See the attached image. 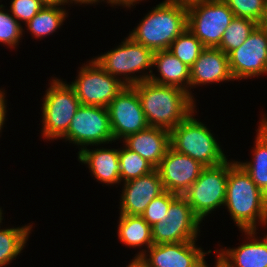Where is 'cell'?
I'll return each mask as SVG.
<instances>
[{
  "mask_svg": "<svg viewBox=\"0 0 267 267\" xmlns=\"http://www.w3.org/2000/svg\"><path fill=\"white\" fill-rule=\"evenodd\" d=\"M205 47L201 41L186 28L170 45L169 51L185 65L192 67Z\"/></svg>",
  "mask_w": 267,
  "mask_h": 267,
  "instance_id": "obj_27",
  "label": "cell"
},
{
  "mask_svg": "<svg viewBox=\"0 0 267 267\" xmlns=\"http://www.w3.org/2000/svg\"><path fill=\"white\" fill-rule=\"evenodd\" d=\"M45 5L40 0H11L9 12L19 22H29Z\"/></svg>",
  "mask_w": 267,
  "mask_h": 267,
  "instance_id": "obj_32",
  "label": "cell"
},
{
  "mask_svg": "<svg viewBox=\"0 0 267 267\" xmlns=\"http://www.w3.org/2000/svg\"><path fill=\"white\" fill-rule=\"evenodd\" d=\"M243 232L249 241L236 248L216 250V258L226 267H267V238H256L255 230Z\"/></svg>",
  "mask_w": 267,
  "mask_h": 267,
  "instance_id": "obj_18",
  "label": "cell"
},
{
  "mask_svg": "<svg viewBox=\"0 0 267 267\" xmlns=\"http://www.w3.org/2000/svg\"><path fill=\"white\" fill-rule=\"evenodd\" d=\"M216 265H215V267H226L221 261H219L217 258H216ZM204 267H209L208 266V264L206 263L205 265H204Z\"/></svg>",
  "mask_w": 267,
  "mask_h": 267,
  "instance_id": "obj_40",
  "label": "cell"
},
{
  "mask_svg": "<svg viewBox=\"0 0 267 267\" xmlns=\"http://www.w3.org/2000/svg\"><path fill=\"white\" fill-rule=\"evenodd\" d=\"M192 112L170 131V145L176 152L188 155L204 167L222 164L227 156L211 130L194 118Z\"/></svg>",
  "mask_w": 267,
  "mask_h": 267,
  "instance_id": "obj_4",
  "label": "cell"
},
{
  "mask_svg": "<svg viewBox=\"0 0 267 267\" xmlns=\"http://www.w3.org/2000/svg\"><path fill=\"white\" fill-rule=\"evenodd\" d=\"M154 66L157 67L161 77L151 74L150 81L181 88L195 99L190 91V67L185 65L179 58L174 56L169 50L156 51L153 54Z\"/></svg>",
  "mask_w": 267,
  "mask_h": 267,
  "instance_id": "obj_21",
  "label": "cell"
},
{
  "mask_svg": "<svg viewBox=\"0 0 267 267\" xmlns=\"http://www.w3.org/2000/svg\"><path fill=\"white\" fill-rule=\"evenodd\" d=\"M257 129L253 157L249 162H238L252 181L267 196V123L262 119Z\"/></svg>",
  "mask_w": 267,
  "mask_h": 267,
  "instance_id": "obj_22",
  "label": "cell"
},
{
  "mask_svg": "<svg viewBox=\"0 0 267 267\" xmlns=\"http://www.w3.org/2000/svg\"><path fill=\"white\" fill-rule=\"evenodd\" d=\"M139 97L149 127L171 131L196 111L195 101L186 91L150 80L132 85Z\"/></svg>",
  "mask_w": 267,
  "mask_h": 267,
  "instance_id": "obj_1",
  "label": "cell"
},
{
  "mask_svg": "<svg viewBox=\"0 0 267 267\" xmlns=\"http://www.w3.org/2000/svg\"><path fill=\"white\" fill-rule=\"evenodd\" d=\"M118 238L129 247L147 246V250L154 244L151 226L141 217L119 214Z\"/></svg>",
  "mask_w": 267,
  "mask_h": 267,
  "instance_id": "obj_23",
  "label": "cell"
},
{
  "mask_svg": "<svg viewBox=\"0 0 267 267\" xmlns=\"http://www.w3.org/2000/svg\"><path fill=\"white\" fill-rule=\"evenodd\" d=\"M148 250L135 254L146 267H204L205 255L212 252L198 248L196 241L153 244Z\"/></svg>",
  "mask_w": 267,
  "mask_h": 267,
  "instance_id": "obj_14",
  "label": "cell"
},
{
  "mask_svg": "<svg viewBox=\"0 0 267 267\" xmlns=\"http://www.w3.org/2000/svg\"><path fill=\"white\" fill-rule=\"evenodd\" d=\"M153 54L154 52L151 49L135 42L128 36L114 50H110L93 59H95L107 73L120 79L124 85L132 86L142 81L149 80L153 72V70H151V67H153ZM145 69L149 70V74L148 71L146 73L143 72ZM135 72L136 74L137 72L143 73L137 76L133 75Z\"/></svg>",
  "mask_w": 267,
  "mask_h": 267,
  "instance_id": "obj_5",
  "label": "cell"
},
{
  "mask_svg": "<svg viewBox=\"0 0 267 267\" xmlns=\"http://www.w3.org/2000/svg\"><path fill=\"white\" fill-rule=\"evenodd\" d=\"M122 141L128 149L146 159L155 168L171 147L170 131L159 127H148L127 136Z\"/></svg>",
  "mask_w": 267,
  "mask_h": 267,
  "instance_id": "obj_19",
  "label": "cell"
},
{
  "mask_svg": "<svg viewBox=\"0 0 267 267\" xmlns=\"http://www.w3.org/2000/svg\"><path fill=\"white\" fill-rule=\"evenodd\" d=\"M98 2H102V0H63V4H80V5H82V4H95V3H97L98 4Z\"/></svg>",
  "mask_w": 267,
  "mask_h": 267,
  "instance_id": "obj_36",
  "label": "cell"
},
{
  "mask_svg": "<svg viewBox=\"0 0 267 267\" xmlns=\"http://www.w3.org/2000/svg\"><path fill=\"white\" fill-rule=\"evenodd\" d=\"M80 101L75 90L62 79L53 78L43 98L42 136L47 140L61 138L68 130Z\"/></svg>",
  "mask_w": 267,
  "mask_h": 267,
  "instance_id": "obj_6",
  "label": "cell"
},
{
  "mask_svg": "<svg viewBox=\"0 0 267 267\" xmlns=\"http://www.w3.org/2000/svg\"><path fill=\"white\" fill-rule=\"evenodd\" d=\"M104 2H107L108 4H111L113 7L114 5H122L123 7L131 8L134 6L136 3H139L142 0H102Z\"/></svg>",
  "mask_w": 267,
  "mask_h": 267,
  "instance_id": "obj_34",
  "label": "cell"
},
{
  "mask_svg": "<svg viewBox=\"0 0 267 267\" xmlns=\"http://www.w3.org/2000/svg\"><path fill=\"white\" fill-rule=\"evenodd\" d=\"M235 17L247 18L260 24L267 9V0H223Z\"/></svg>",
  "mask_w": 267,
  "mask_h": 267,
  "instance_id": "obj_29",
  "label": "cell"
},
{
  "mask_svg": "<svg viewBox=\"0 0 267 267\" xmlns=\"http://www.w3.org/2000/svg\"><path fill=\"white\" fill-rule=\"evenodd\" d=\"M143 18L129 36L153 52L168 50L187 28V8L172 0L159 3Z\"/></svg>",
  "mask_w": 267,
  "mask_h": 267,
  "instance_id": "obj_3",
  "label": "cell"
},
{
  "mask_svg": "<svg viewBox=\"0 0 267 267\" xmlns=\"http://www.w3.org/2000/svg\"><path fill=\"white\" fill-rule=\"evenodd\" d=\"M178 196V194L164 191L158 197L154 198L141 217L150 225L153 226L157 222L166 220L167 210L171 202Z\"/></svg>",
  "mask_w": 267,
  "mask_h": 267,
  "instance_id": "obj_31",
  "label": "cell"
},
{
  "mask_svg": "<svg viewBox=\"0 0 267 267\" xmlns=\"http://www.w3.org/2000/svg\"><path fill=\"white\" fill-rule=\"evenodd\" d=\"M66 4L45 5L29 22L26 23L27 30L32 37L43 38L60 28L68 16V12L60 6Z\"/></svg>",
  "mask_w": 267,
  "mask_h": 267,
  "instance_id": "obj_24",
  "label": "cell"
},
{
  "mask_svg": "<svg viewBox=\"0 0 267 267\" xmlns=\"http://www.w3.org/2000/svg\"><path fill=\"white\" fill-rule=\"evenodd\" d=\"M123 147L119 148L120 179L122 182L142 177L155 169L136 152L128 149L125 145Z\"/></svg>",
  "mask_w": 267,
  "mask_h": 267,
  "instance_id": "obj_28",
  "label": "cell"
},
{
  "mask_svg": "<svg viewBox=\"0 0 267 267\" xmlns=\"http://www.w3.org/2000/svg\"><path fill=\"white\" fill-rule=\"evenodd\" d=\"M259 25L266 32V35H267V9H266V12L264 13V17H263V19Z\"/></svg>",
  "mask_w": 267,
  "mask_h": 267,
  "instance_id": "obj_38",
  "label": "cell"
},
{
  "mask_svg": "<svg viewBox=\"0 0 267 267\" xmlns=\"http://www.w3.org/2000/svg\"><path fill=\"white\" fill-rule=\"evenodd\" d=\"M78 160L87 164L92 176L106 185L120 184L119 148H84L78 153Z\"/></svg>",
  "mask_w": 267,
  "mask_h": 267,
  "instance_id": "obj_20",
  "label": "cell"
},
{
  "mask_svg": "<svg viewBox=\"0 0 267 267\" xmlns=\"http://www.w3.org/2000/svg\"><path fill=\"white\" fill-rule=\"evenodd\" d=\"M61 139L81 146L78 153L89 145L113 143L108 109L101 106L80 105Z\"/></svg>",
  "mask_w": 267,
  "mask_h": 267,
  "instance_id": "obj_9",
  "label": "cell"
},
{
  "mask_svg": "<svg viewBox=\"0 0 267 267\" xmlns=\"http://www.w3.org/2000/svg\"><path fill=\"white\" fill-rule=\"evenodd\" d=\"M4 7L3 4L0 5V43L15 49L20 43L24 29Z\"/></svg>",
  "mask_w": 267,
  "mask_h": 267,
  "instance_id": "obj_30",
  "label": "cell"
},
{
  "mask_svg": "<svg viewBox=\"0 0 267 267\" xmlns=\"http://www.w3.org/2000/svg\"><path fill=\"white\" fill-rule=\"evenodd\" d=\"M259 24L247 18L234 17L225 29L220 45L217 47L227 55L245 42Z\"/></svg>",
  "mask_w": 267,
  "mask_h": 267,
  "instance_id": "obj_26",
  "label": "cell"
},
{
  "mask_svg": "<svg viewBox=\"0 0 267 267\" xmlns=\"http://www.w3.org/2000/svg\"><path fill=\"white\" fill-rule=\"evenodd\" d=\"M44 5L63 4V0H40Z\"/></svg>",
  "mask_w": 267,
  "mask_h": 267,
  "instance_id": "obj_39",
  "label": "cell"
},
{
  "mask_svg": "<svg viewBox=\"0 0 267 267\" xmlns=\"http://www.w3.org/2000/svg\"><path fill=\"white\" fill-rule=\"evenodd\" d=\"M77 79L71 86L81 105L101 106L107 108L111 101L124 88V83L107 73L98 62L92 58L80 67Z\"/></svg>",
  "mask_w": 267,
  "mask_h": 267,
  "instance_id": "obj_10",
  "label": "cell"
},
{
  "mask_svg": "<svg viewBox=\"0 0 267 267\" xmlns=\"http://www.w3.org/2000/svg\"><path fill=\"white\" fill-rule=\"evenodd\" d=\"M234 17L223 0L199 3L187 8V28L204 47L217 48Z\"/></svg>",
  "mask_w": 267,
  "mask_h": 267,
  "instance_id": "obj_8",
  "label": "cell"
},
{
  "mask_svg": "<svg viewBox=\"0 0 267 267\" xmlns=\"http://www.w3.org/2000/svg\"><path fill=\"white\" fill-rule=\"evenodd\" d=\"M234 80L267 74V35L258 25L243 44L228 54Z\"/></svg>",
  "mask_w": 267,
  "mask_h": 267,
  "instance_id": "obj_13",
  "label": "cell"
},
{
  "mask_svg": "<svg viewBox=\"0 0 267 267\" xmlns=\"http://www.w3.org/2000/svg\"><path fill=\"white\" fill-rule=\"evenodd\" d=\"M123 183L120 214L141 216L149 203L165 191L156 168L142 177Z\"/></svg>",
  "mask_w": 267,
  "mask_h": 267,
  "instance_id": "obj_16",
  "label": "cell"
},
{
  "mask_svg": "<svg viewBox=\"0 0 267 267\" xmlns=\"http://www.w3.org/2000/svg\"><path fill=\"white\" fill-rule=\"evenodd\" d=\"M126 267H146L144 262L140 258H135L131 260V263Z\"/></svg>",
  "mask_w": 267,
  "mask_h": 267,
  "instance_id": "obj_37",
  "label": "cell"
},
{
  "mask_svg": "<svg viewBox=\"0 0 267 267\" xmlns=\"http://www.w3.org/2000/svg\"><path fill=\"white\" fill-rule=\"evenodd\" d=\"M31 229L30 223L22 227L0 229V267H6L20 255L27 243Z\"/></svg>",
  "mask_w": 267,
  "mask_h": 267,
  "instance_id": "obj_25",
  "label": "cell"
},
{
  "mask_svg": "<svg viewBox=\"0 0 267 267\" xmlns=\"http://www.w3.org/2000/svg\"><path fill=\"white\" fill-rule=\"evenodd\" d=\"M263 120L267 123V118L266 117H263Z\"/></svg>",
  "mask_w": 267,
  "mask_h": 267,
  "instance_id": "obj_43",
  "label": "cell"
},
{
  "mask_svg": "<svg viewBox=\"0 0 267 267\" xmlns=\"http://www.w3.org/2000/svg\"><path fill=\"white\" fill-rule=\"evenodd\" d=\"M107 109L114 141H121L149 127L137 91L133 86H124Z\"/></svg>",
  "mask_w": 267,
  "mask_h": 267,
  "instance_id": "obj_12",
  "label": "cell"
},
{
  "mask_svg": "<svg viewBox=\"0 0 267 267\" xmlns=\"http://www.w3.org/2000/svg\"><path fill=\"white\" fill-rule=\"evenodd\" d=\"M172 1L178 3L179 5L185 8H189L190 6H193L195 4L210 2L213 0H172Z\"/></svg>",
  "mask_w": 267,
  "mask_h": 267,
  "instance_id": "obj_35",
  "label": "cell"
},
{
  "mask_svg": "<svg viewBox=\"0 0 267 267\" xmlns=\"http://www.w3.org/2000/svg\"><path fill=\"white\" fill-rule=\"evenodd\" d=\"M167 218L152 229L154 244L197 241L201 220L182 195H178L167 210Z\"/></svg>",
  "mask_w": 267,
  "mask_h": 267,
  "instance_id": "obj_11",
  "label": "cell"
},
{
  "mask_svg": "<svg viewBox=\"0 0 267 267\" xmlns=\"http://www.w3.org/2000/svg\"><path fill=\"white\" fill-rule=\"evenodd\" d=\"M204 168L188 155L176 152L171 147L156 167L165 191L183 195L198 179Z\"/></svg>",
  "mask_w": 267,
  "mask_h": 267,
  "instance_id": "obj_15",
  "label": "cell"
},
{
  "mask_svg": "<svg viewBox=\"0 0 267 267\" xmlns=\"http://www.w3.org/2000/svg\"><path fill=\"white\" fill-rule=\"evenodd\" d=\"M228 173V159L222 164L204 167L198 179L182 195L201 222L216 208L224 207Z\"/></svg>",
  "mask_w": 267,
  "mask_h": 267,
  "instance_id": "obj_7",
  "label": "cell"
},
{
  "mask_svg": "<svg viewBox=\"0 0 267 267\" xmlns=\"http://www.w3.org/2000/svg\"><path fill=\"white\" fill-rule=\"evenodd\" d=\"M3 210H1V208H0V223H2V220H3V217H2V214H3V212H2ZM0 225H2V224H0ZM1 227V226H0Z\"/></svg>",
  "mask_w": 267,
  "mask_h": 267,
  "instance_id": "obj_42",
  "label": "cell"
},
{
  "mask_svg": "<svg viewBox=\"0 0 267 267\" xmlns=\"http://www.w3.org/2000/svg\"><path fill=\"white\" fill-rule=\"evenodd\" d=\"M5 91L0 89V132L2 131V128L4 127L5 121H6V100H5Z\"/></svg>",
  "mask_w": 267,
  "mask_h": 267,
  "instance_id": "obj_33",
  "label": "cell"
},
{
  "mask_svg": "<svg viewBox=\"0 0 267 267\" xmlns=\"http://www.w3.org/2000/svg\"><path fill=\"white\" fill-rule=\"evenodd\" d=\"M224 206L240 231H257V224L263 223L267 196L256 186L238 161L229 162Z\"/></svg>",
  "mask_w": 267,
  "mask_h": 267,
  "instance_id": "obj_2",
  "label": "cell"
},
{
  "mask_svg": "<svg viewBox=\"0 0 267 267\" xmlns=\"http://www.w3.org/2000/svg\"><path fill=\"white\" fill-rule=\"evenodd\" d=\"M233 81L228 55L219 48L205 47L190 68V87Z\"/></svg>",
  "mask_w": 267,
  "mask_h": 267,
  "instance_id": "obj_17",
  "label": "cell"
},
{
  "mask_svg": "<svg viewBox=\"0 0 267 267\" xmlns=\"http://www.w3.org/2000/svg\"><path fill=\"white\" fill-rule=\"evenodd\" d=\"M266 226L267 225V208H266V212H265V215H264V219H263V223H262V226ZM267 238V234L265 236Z\"/></svg>",
  "mask_w": 267,
  "mask_h": 267,
  "instance_id": "obj_41",
  "label": "cell"
}]
</instances>
